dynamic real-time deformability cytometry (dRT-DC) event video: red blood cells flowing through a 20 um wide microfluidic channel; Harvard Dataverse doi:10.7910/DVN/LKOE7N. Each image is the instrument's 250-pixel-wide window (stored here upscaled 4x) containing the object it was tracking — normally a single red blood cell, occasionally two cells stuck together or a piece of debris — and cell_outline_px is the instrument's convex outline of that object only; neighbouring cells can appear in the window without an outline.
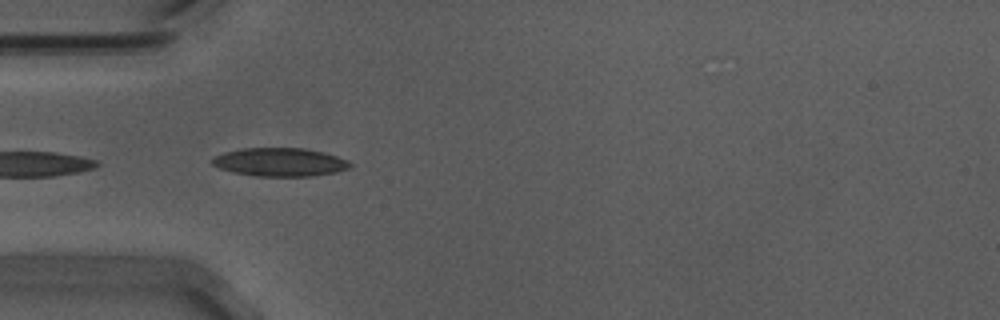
{"species": "Egyptian fruit bat (a non-hibernating species)", "species_latin": "Rousettus aegyptiacus", "temperature_condition": "warm", "stored_images_in_passage": 6, "camera_frame_rate_fps": 3000, "um_per_image_px": 0.085, "animal": {"sex": "male"}, "frame": {"image": 1, "passage_image": 4, "time_ms": 1.0, "image_size_px": [1000, 320], "cell_outline_px": [[352, 164], [348, 168], [336, 172], [312, 176], [252, 176], [232, 172], [220, 168], [212, 164], [212, 160], [216, 156], [224, 152], [244, 148], [304, 148], [324, 152], [348, 160]], "centroid_in_image_um": [23.8, 13.78], "position_along_channel_um": 61.2, "area_um2": 22.77}}